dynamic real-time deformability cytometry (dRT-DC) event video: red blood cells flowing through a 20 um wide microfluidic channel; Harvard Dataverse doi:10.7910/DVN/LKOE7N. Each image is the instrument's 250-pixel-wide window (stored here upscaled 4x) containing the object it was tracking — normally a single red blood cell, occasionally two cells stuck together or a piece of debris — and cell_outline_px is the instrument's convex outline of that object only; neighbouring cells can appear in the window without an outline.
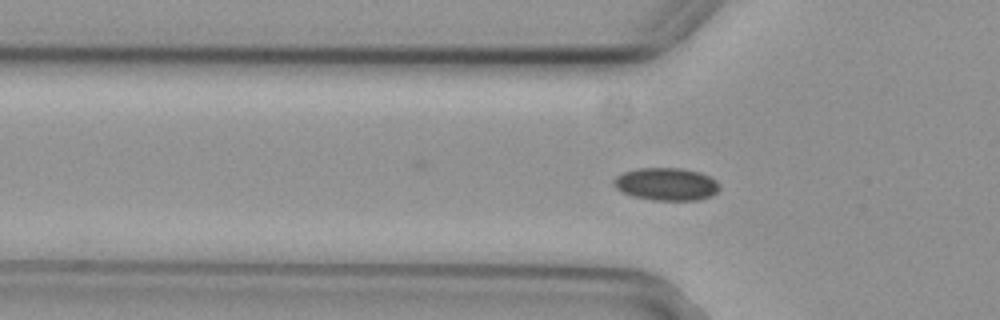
{"species": "common noctule bat (a hibernating species)", "species_latin": "Nyctalus noctula", "temperature_condition": "cold", "stored_images_in_passage": 45, "camera_frame_rate_fps": 3000, "um_per_image_px": 0.085, "animal": {"sex": "female", "body_mass_g": 29.2, "forearm_length_mm": 56.3}, "frame": {"image": 1, "passage_image": 12, "time_ms": 3.667, "image_size_px": [1000, 320], "cell_outline_px": [[720, 188], [712, 196], [700, 200], [652, 200], [632, 196], [616, 188], [612, 184], [612, 180], [616, 176], [624, 172], [640, 168], [680, 168], [700, 172], [716, 180], [720, 184]], "centroid_in_image_um": [56.65, 15.65], "position_along_channel_um": 69.2, "area_um2": 20.23}}
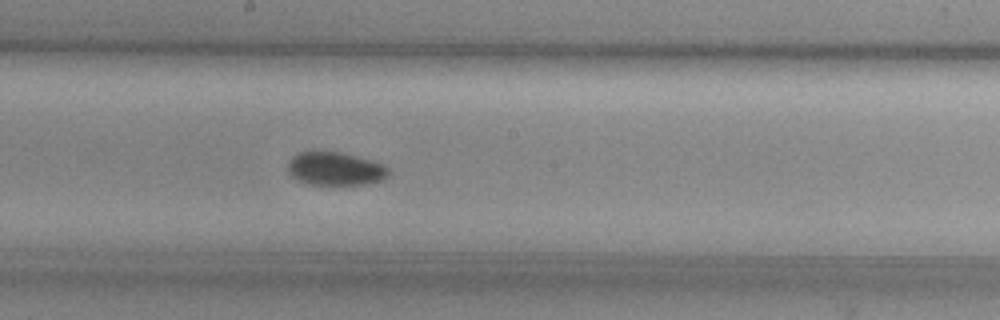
{"frame": {"image": 2, "passage_image": 24, "time_ms": 7.667, "image_size_px": [1000, 320], "cell_outline_px": [[392, 172], [388, 176], [380, 180], [364, 184], [308, 184], [292, 176], [288, 172], [288, 160], [292, 156], [300, 152], [340, 152], [384, 164]], "centroid_in_image_um": [28.5, 14.34], "position_along_channel_um": 219.7, "area_um2": 19.31}}
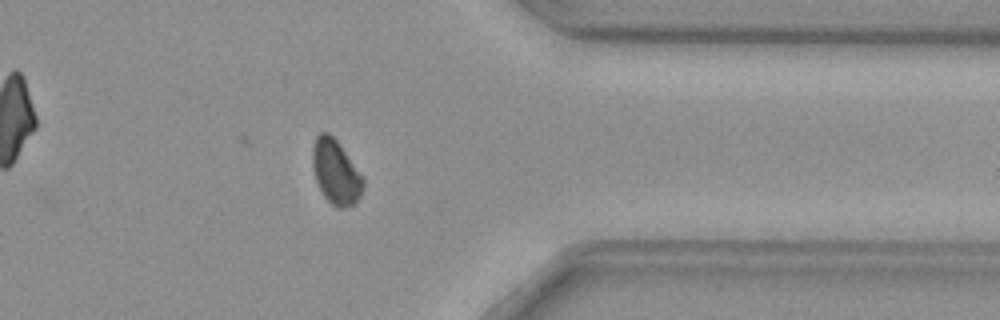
{"frame": {"image": 3, "passage_image": 38, "time_ms": 12.333, "image_size_px": [1000, 320], "cell_outline_px": [[364, 188], [356, 204], [344, 208], [336, 208], [324, 196], [316, 180], [312, 168], [312, 148], [316, 136], [320, 132], [328, 132], [336, 140], [364, 176]], "centroid_in_image_um": [28.56, 14.64], "position_along_channel_um": 382.8, "area_um2": 19.19}}